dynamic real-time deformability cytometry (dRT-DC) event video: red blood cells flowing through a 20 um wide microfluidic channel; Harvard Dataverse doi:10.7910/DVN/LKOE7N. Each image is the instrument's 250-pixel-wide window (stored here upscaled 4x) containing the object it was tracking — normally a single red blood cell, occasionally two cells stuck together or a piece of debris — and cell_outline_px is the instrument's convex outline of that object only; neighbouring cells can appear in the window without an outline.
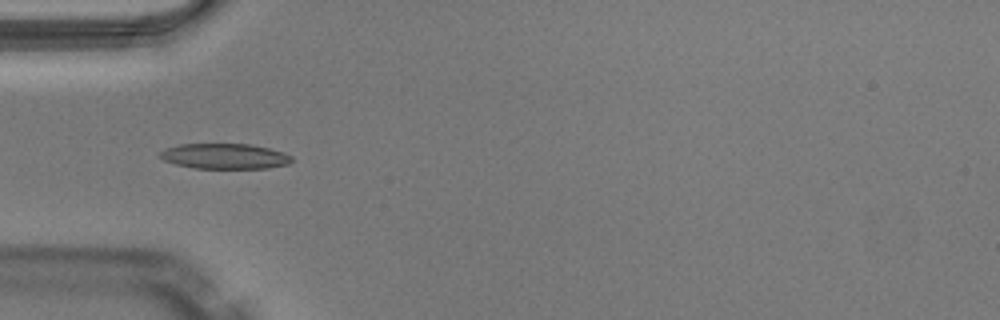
{"species": "Egyptian fruit bat (a non-hibernating species)", "species_latin": "Rousettus aegyptiacus", "temperature_condition": "warm", "stored_images_in_passage": 18, "camera_frame_rate_fps": 3000, "um_per_image_px": 0.085, "animal": {"sex": "male"}, "frame": {"image": 1, "passage_image": 3, "time_ms": 0.667, "image_size_px": [1000, 320], "cell_outline_px": [[292, 160], [288, 164], [268, 168], [192, 168], [176, 164], [164, 160], [160, 156], [160, 152], [164, 148], [180, 144], [248, 144], [268, 148], [284, 152], [292, 156]], "centroid_in_image_um": [19.1, 13.28], "position_along_channel_um": 65.9, "area_um2": 19.42}}